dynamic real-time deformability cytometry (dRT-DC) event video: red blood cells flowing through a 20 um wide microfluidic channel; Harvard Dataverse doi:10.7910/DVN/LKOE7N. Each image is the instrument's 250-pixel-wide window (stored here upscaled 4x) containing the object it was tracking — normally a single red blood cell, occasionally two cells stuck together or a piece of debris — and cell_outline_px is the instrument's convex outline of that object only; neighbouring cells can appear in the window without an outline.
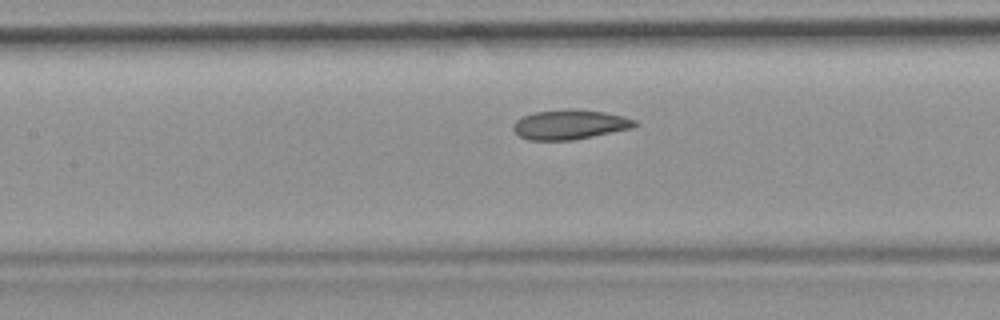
{"species": "common noctule bat (a hibernating species)", "species_latin": "Nyctalus noctula", "temperature_condition": "room temperature", "stored_images_in_passage": 34, "camera_frame_rate_fps": 3000, "um_per_image_px": 0.085, "animal": {"sex": "female", "body_mass_g": 19.9}, "frame": {"image": 1, "passage_image": 15, "time_ms": 4.667, "image_size_px": [1000, 320], "cell_outline_px": [[640, 124], [632, 128], [572, 140], [528, 140], [520, 136], [512, 128], [512, 124], [520, 116], [536, 112], [564, 108], [572, 108], [604, 112], [624, 116], [636, 120]], "centroid_in_image_um": [48.42, 10.57], "position_along_channel_um": 159.0, "area_um2": 21.21}}